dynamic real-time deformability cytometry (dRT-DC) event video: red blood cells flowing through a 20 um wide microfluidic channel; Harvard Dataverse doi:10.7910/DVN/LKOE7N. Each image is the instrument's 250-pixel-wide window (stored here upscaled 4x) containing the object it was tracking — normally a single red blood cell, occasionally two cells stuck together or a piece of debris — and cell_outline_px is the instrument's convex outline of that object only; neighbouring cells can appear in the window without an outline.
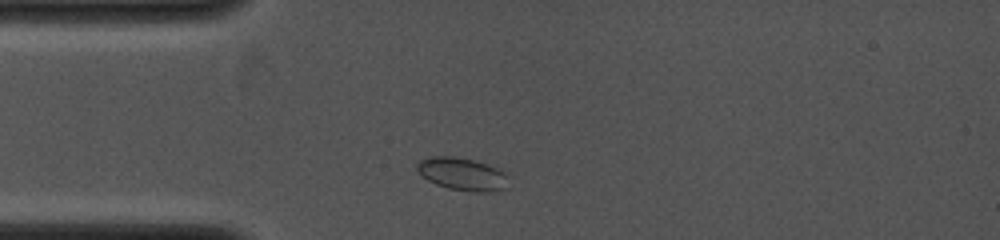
{"species": "common noctule bat (a hibernating species)", "species_latin": "Nyctalus noctula", "temperature_condition": "cold", "stored_images_in_passage": 1, "camera_frame_rate_fps": 4000, "um_per_image_px": 0.085, "animal": {"sex": "female", "body_mass_g": 19.0, "forearm_length_mm": 53.3}, "frame": {"image": 1, "passage_image": 1, "time_ms": 0.0, "image_size_px": [1000, 240], "cell_outline_px": [[508, 176], [504, 188], [488, 192], [472, 192], [448, 188], [436, 184], [428, 180], [416, 168], [416, 164], [420, 160], [432, 156], [452, 156], [472, 160], [488, 164], [504, 172]], "centroid_in_image_um": [39.28, 14.79], "position_along_channel_um": 45.7, "area_um2": 17.17}}